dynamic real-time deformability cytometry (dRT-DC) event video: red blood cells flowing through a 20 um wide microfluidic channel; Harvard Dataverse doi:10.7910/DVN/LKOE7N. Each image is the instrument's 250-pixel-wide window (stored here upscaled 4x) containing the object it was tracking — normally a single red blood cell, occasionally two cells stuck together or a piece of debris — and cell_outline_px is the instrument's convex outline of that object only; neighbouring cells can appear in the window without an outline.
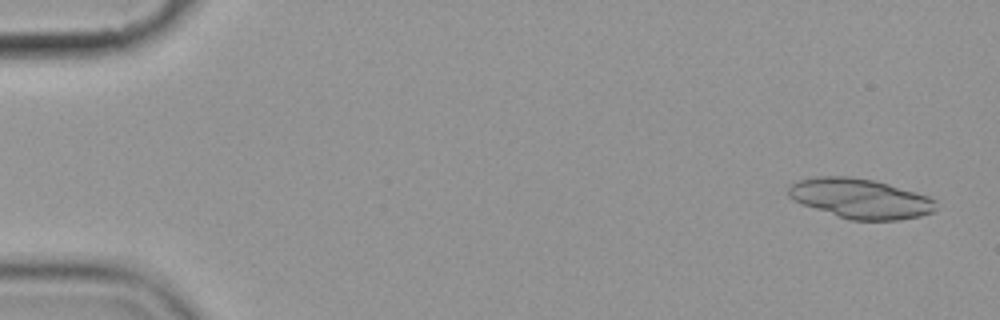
{"species": "common noctule bat (a hibernating species)", "species_latin": "Nyctalus noctula", "temperature_condition": "cold", "stored_images_in_passage": 4, "camera_frame_rate_fps": 3000, "um_per_image_px": 0.085, "animal": {"sex": "female", "body_mass_g": 19.9}, "frame": {"image": 1, "passage_image": 1, "time_ms": 0.0, "image_size_px": [1000, 320], "cell_outline_px": [[936, 212], [920, 216], [900, 220], [852, 220], [800, 204], [792, 200], [788, 196], [788, 188], [792, 184], [800, 180], [816, 176], [848, 176], [872, 180], [888, 184], [916, 192], [928, 196], [936, 200]], "centroid_in_image_um": [73.14, 16.88], "position_along_channel_um": 11.9, "area_um2": 34.22}}